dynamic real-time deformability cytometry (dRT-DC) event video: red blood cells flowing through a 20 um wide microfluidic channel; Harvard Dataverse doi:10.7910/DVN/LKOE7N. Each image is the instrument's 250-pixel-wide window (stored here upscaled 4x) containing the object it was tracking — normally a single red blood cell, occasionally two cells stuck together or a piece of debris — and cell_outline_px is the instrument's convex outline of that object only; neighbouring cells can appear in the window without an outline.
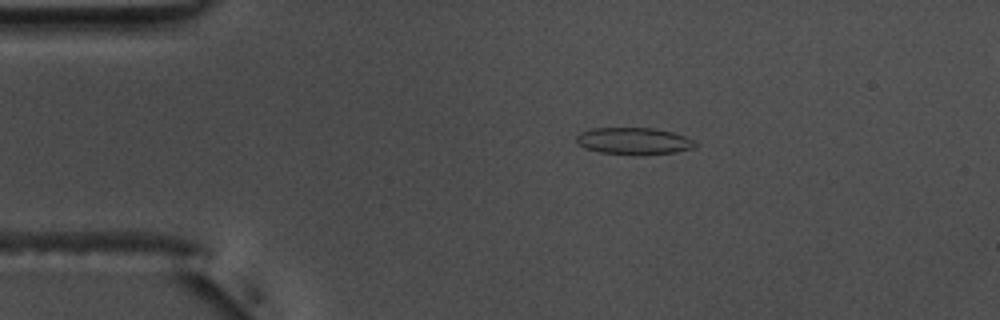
{"species": "common noctule bat (a hibernating species)", "species_latin": "Nyctalus noctula", "temperature_condition": "warm", "stored_images_in_passage": 54, "camera_frame_rate_fps": 3000, "um_per_image_px": 0.085, "animal": {"sex": "male", "body_mass_g": 17.5, "forearm_length_mm": 52.3}, "frame": {"image": 1, "passage_image": 10, "time_ms": 3.0, "image_size_px": [1000, 320], "cell_outline_px": [[696, 144], [692, 148], [676, 152], [636, 156], [632, 156], [600, 152], [584, 148], [576, 140], [576, 136], [580, 132], [592, 128], [652, 128], [672, 132], [696, 140]], "centroid_in_image_um": [53.87, 12.0], "position_along_channel_um": 31.1, "area_um2": 18.84}}
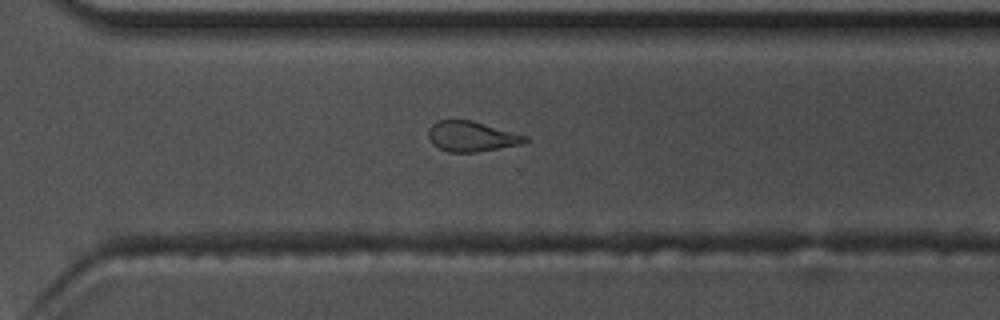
{"frame": {"image": 2, "passage_image": 38, "time_ms": 12.333, "image_size_px": [1000, 320], "cell_outline_px": [[528, 140], [520, 144], [476, 152], [448, 152], [432, 144], [428, 136], [428, 128], [432, 124], [440, 120], [472, 120], [528, 136]], "centroid_in_image_um": [40.06, 11.59], "position_along_channel_um": 330.5, "area_um2": 16.94}}
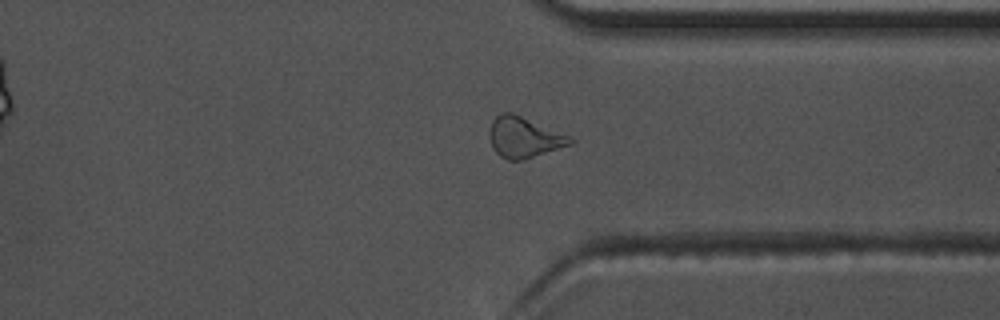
{"frame": {"image": 3, "passage_image": 41, "time_ms": 13.333, "image_size_px": [1000, 320], "cell_outline_px": [[576, 140], [572, 144], [524, 160], [508, 160], [500, 156], [492, 148], [488, 136], [492, 120], [500, 112], [512, 112], [568, 136]], "centroid_in_image_um": [44.5, 11.68], "position_along_channel_um": 366.9, "area_um2": 19.07}, "authors_computed_cell_mechanics": {"area_um2": 18.5827, "velocity_mm_per_s": 3.7009, "shape_relaxation_time_tau1_ms": null, "shape_relaxation_time_tau2_ms": 2.5195, "deformation_change_tau1": null, "deformation_change_tau2": 0.088}}